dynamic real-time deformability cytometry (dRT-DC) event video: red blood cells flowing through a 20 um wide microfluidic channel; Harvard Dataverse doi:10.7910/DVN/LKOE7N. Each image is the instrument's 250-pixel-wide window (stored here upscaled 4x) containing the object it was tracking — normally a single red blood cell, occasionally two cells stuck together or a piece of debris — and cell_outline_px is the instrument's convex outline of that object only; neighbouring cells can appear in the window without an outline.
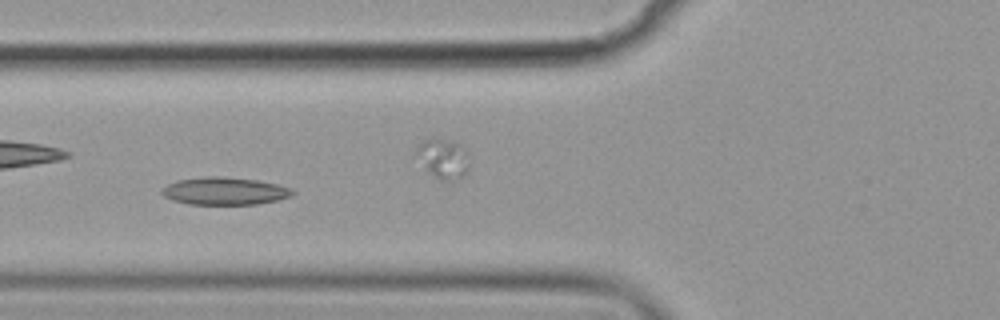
{"species": "common noctule bat (a hibernating species)", "species_latin": "Nyctalus noctula", "temperature_condition": "cold", "stored_images_in_passage": 43, "camera_frame_rate_fps": 3000, "um_per_image_px": 0.085, "animal": {"sex": "female", "body_mass_g": 19.9}, "frame": {"image": 1, "passage_image": 7, "time_ms": 2.0, "image_size_px": [1000, 320], "cell_outline_px": [[296, 192], [292, 196], [280, 200], [256, 204], [188, 204], [172, 200], [164, 196], [160, 192], [160, 188], [176, 180], [204, 176], [224, 176], [256, 180], [276, 184], [292, 188]], "centroid_in_image_um": [19.09, 16.23], "position_along_channel_um": 106.7, "area_um2": 21.27}}
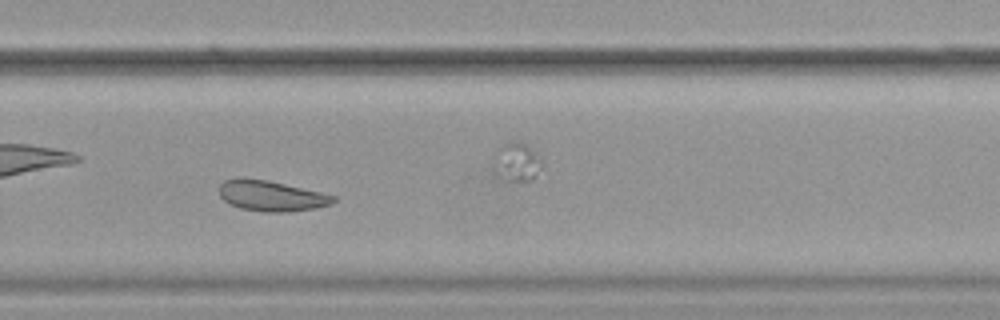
{"frame": {"image": 2, "passage_image": 24, "time_ms": 7.667, "image_size_px": [1000, 320], "cell_outline_px": [[336, 200], [332, 204], [316, 208], [288, 212], [264, 212], [240, 208], [224, 200], [220, 196], [220, 184], [224, 180], [268, 180], [320, 192], [336, 196]], "centroid_in_image_um": [23.13, 16.68], "position_along_channel_um": 306.7, "area_um2": 19.83}}